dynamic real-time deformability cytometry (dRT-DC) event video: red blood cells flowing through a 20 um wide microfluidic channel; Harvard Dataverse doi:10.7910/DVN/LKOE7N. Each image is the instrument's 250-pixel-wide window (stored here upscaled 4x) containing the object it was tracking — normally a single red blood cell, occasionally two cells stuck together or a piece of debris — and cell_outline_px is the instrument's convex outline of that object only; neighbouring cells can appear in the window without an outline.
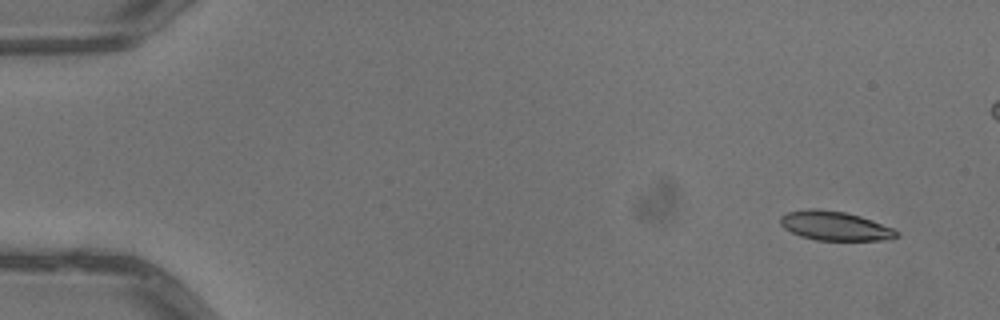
{"species": "common noctule bat (a hibernating species)", "species_latin": "Nyctalus noctula", "temperature_condition": "warm", "stored_images_in_passage": 5, "camera_frame_rate_fps": 3000, "um_per_image_px": 0.085, "animal": {"sex": "male", "body_mass_g": 13.3}, "frame": {"image": 1, "passage_image": 1, "time_ms": 0.0, "image_size_px": [1000, 320], "cell_outline_px": [[900, 236], [888, 240], [816, 240], [800, 236], [784, 228], [780, 224], [780, 216], [788, 212], [808, 208], [816, 208], [844, 212], [860, 216], [872, 220], [892, 228], [900, 232]], "centroid_in_image_um": [70.97, 19.2], "position_along_channel_um": 14.0, "area_um2": 19.83}}